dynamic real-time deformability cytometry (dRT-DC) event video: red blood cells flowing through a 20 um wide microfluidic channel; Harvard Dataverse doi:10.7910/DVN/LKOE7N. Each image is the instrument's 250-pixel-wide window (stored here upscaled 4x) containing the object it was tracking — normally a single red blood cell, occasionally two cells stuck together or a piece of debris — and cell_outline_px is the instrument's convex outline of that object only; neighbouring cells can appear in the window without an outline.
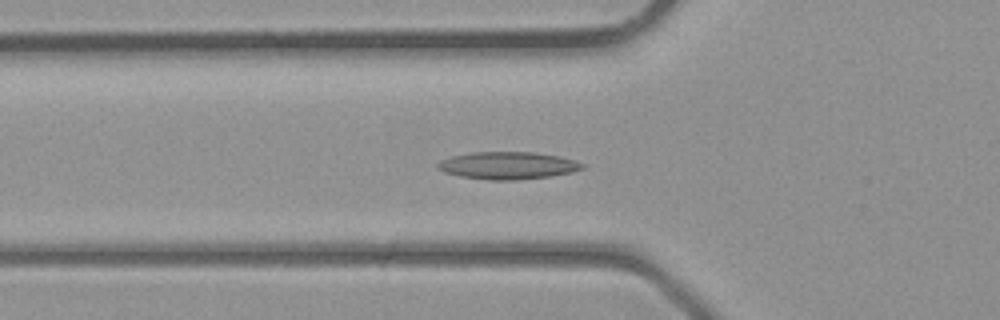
{"species": "common noctule bat (a hibernating species)", "species_latin": "Nyctalus noctula", "temperature_condition": "room temperature", "stored_images_in_passage": 35, "camera_frame_rate_fps": 3000, "um_per_image_px": 0.085, "animal": {"sex": "male", "body_mass_g": 23.1, "forearm_length_mm": 52.7}, "frame": {"image": 1, "passage_image": 8, "time_ms": 2.333, "image_size_px": [1000, 320], "cell_outline_px": [[584, 168], [572, 172], [548, 176], [516, 180], [488, 180], [460, 176], [444, 172], [436, 168], [436, 164], [440, 160], [452, 156], [472, 152], [532, 152], [556, 156], [572, 160], [584, 164]], "centroid_in_image_um": [43.1, 14.07], "position_along_channel_um": 82.7, "area_um2": 22.89}}
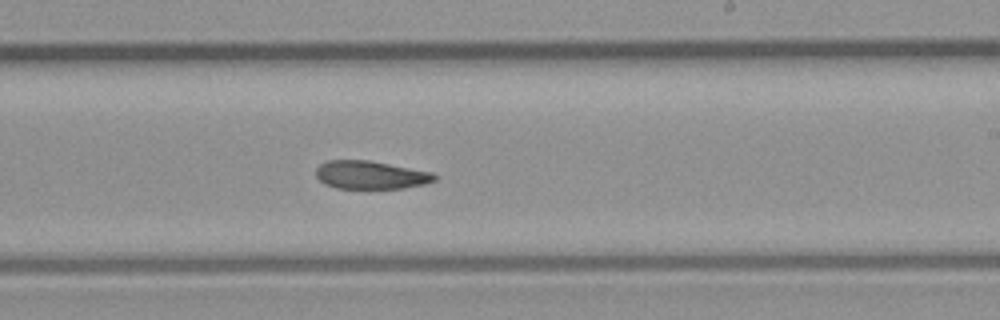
{"frame": {"image": 2, "passage_image": 18, "time_ms": 5.667, "image_size_px": [1000, 320], "cell_outline_px": [[436, 180], [424, 184], [404, 188], [336, 188], [324, 184], [316, 176], [316, 168], [320, 164], [328, 160], [368, 160], [432, 172], [436, 176]], "centroid_in_image_um": [31.48, 14.87], "position_along_channel_um": 257.5, "area_um2": 19.36}}
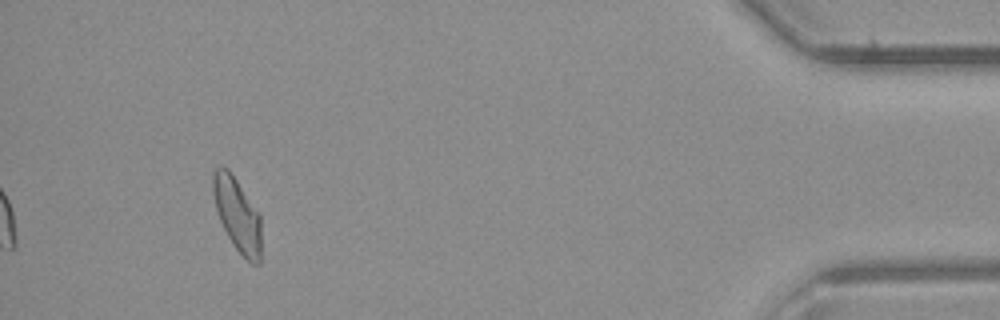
{"frame": {"image": 3, "passage_image": 31, "time_ms": 10.0, "image_size_px": [1000, 320], "cell_outline_px": [[260, 264], [252, 264], [232, 244], [220, 220], [216, 208], [212, 192], [212, 172], [216, 168], [228, 168], [260, 212]], "centroid_in_image_um": [20.17, 18.21], "position_along_channel_um": 415.0, "area_um2": 20.63}}